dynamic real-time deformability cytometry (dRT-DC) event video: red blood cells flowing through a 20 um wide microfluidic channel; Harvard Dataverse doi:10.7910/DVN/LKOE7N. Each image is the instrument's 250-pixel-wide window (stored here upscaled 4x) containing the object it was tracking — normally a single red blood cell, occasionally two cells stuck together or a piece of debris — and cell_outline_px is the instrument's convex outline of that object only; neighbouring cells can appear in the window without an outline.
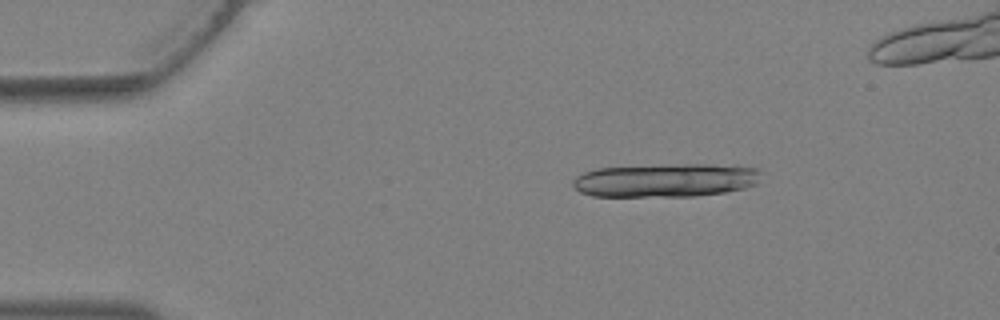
{"species": "Egyptian fruit bat (a non-hibernating species)", "species_latin": "Rousettus aegyptiacus", "temperature_condition": "warm", "stored_images_in_passage": 31, "segment_of_instrument_passage": [1, 2], "camera_frame_rate_fps": 3000, "um_per_image_px": 0.085, "animal": {"sex": "female"}, "frame": {"image": 1, "passage_image": 5, "time_ms": 1.333, "image_size_px": [1000, 320], "cell_outline_px": [[760, 172], [756, 184], [744, 188], [724, 192], [696, 196], [592, 196], [580, 192], [572, 184], [572, 180], [576, 176], [584, 172], [596, 168], [660, 164], [736, 164], [756, 168]], "centroid_in_image_um": [56.58, 15.3], "position_along_channel_um": 28.4, "area_um2": 37.28}}